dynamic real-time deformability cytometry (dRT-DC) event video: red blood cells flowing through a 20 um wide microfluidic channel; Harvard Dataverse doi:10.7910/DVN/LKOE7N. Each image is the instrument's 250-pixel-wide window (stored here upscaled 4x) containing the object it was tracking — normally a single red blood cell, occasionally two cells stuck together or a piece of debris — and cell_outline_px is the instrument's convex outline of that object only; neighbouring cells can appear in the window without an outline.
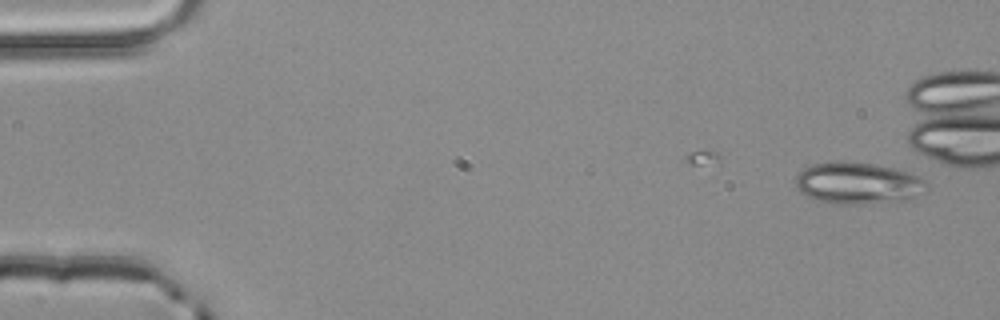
{"species": "common noctule bat (a hibernating species)", "species_latin": "Nyctalus noctula", "temperature_condition": "room temperature", "stored_images_in_passage": 2, "camera_frame_rate_fps": 3000, "um_per_image_px": 0.085, "animal": {"sex": "male", "body_mass_g": 20.4}, "frame": {"image": 1, "passage_image": 2, "time_ms": 0.333, "image_size_px": [1000, 320], "cell_outline_px": [[928, 184], [912, 200], [856, 204], [832, 204], [808, 196], [800, 192], [796, 188], [796, 176], [804, 168], [812, 164], [832, 160], [844, 160], [876, 164], [896, 168], [920, 176]], "centroid_in_image_um": [72.91, 15.55], "position_along_channel_um": 12.1, "area_um2": 32.19}}